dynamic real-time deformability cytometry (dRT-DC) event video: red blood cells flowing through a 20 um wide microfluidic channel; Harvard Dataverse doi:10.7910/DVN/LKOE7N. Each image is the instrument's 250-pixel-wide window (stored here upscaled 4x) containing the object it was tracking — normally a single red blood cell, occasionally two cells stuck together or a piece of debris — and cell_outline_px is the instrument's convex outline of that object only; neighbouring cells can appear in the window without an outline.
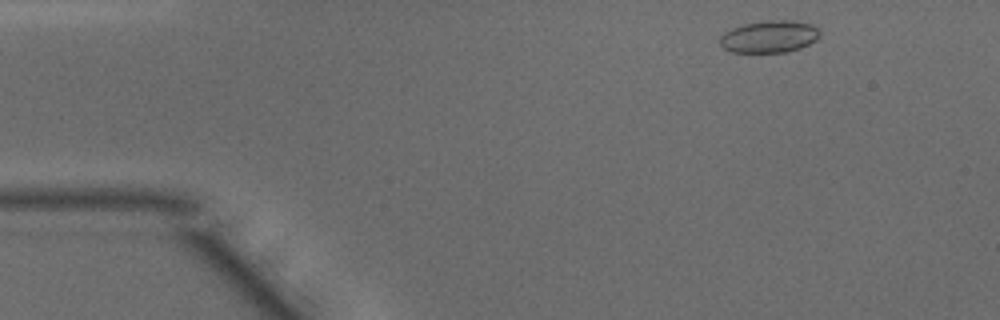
{"species": "common noctule bat (a hibernating species)", "species_latin": "Nyctalus noctula", "temperature_condition": "warm", "stored_images_in_passage": 44, "camera_frame_rate_fps": 3000, "um_per_image_px": 0.085, "animal": {"sex": "male", "body_mass_g": 15.6}, "frame": {"image": 1, "passage_image": 2, "time_ms": 0.333, "image_size_px": [1000, 320], "cell_outline_px": [[820, 36], [816, 40], [800, 48], [788, 52], [732, 52], [724, 48], [720, 44], [720, 36], [724, 32], [732, 28], [744, 24], [764, 20], [792, 20], [812, 24], [820, 32]], "centroid_in_image_um": [65.39, 3.1], "position_along_channel_um": 19.6, "area_um2": 18.79}}
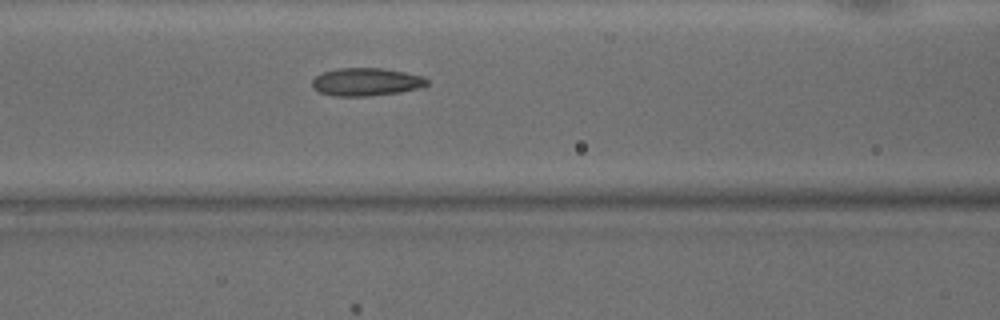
{"frame": {"image": 2, "passage_image": 16, "time_ms": 5.0, "image_size_px": [1000, 320], "cell_outline_px": [[428, 84], [420, 88], [400, 92], [368, 96], [336, 96], [320, 92], [312, 88], [312, 80], [316, 76], [324, 72], [336, 68], [384, 68], [404, 72], [420, 76], [428, 80]], "centroid_in_image_um": [31.11, 6.96], "position_along_channel_um": 135.5, "area_um2": 18.61}}
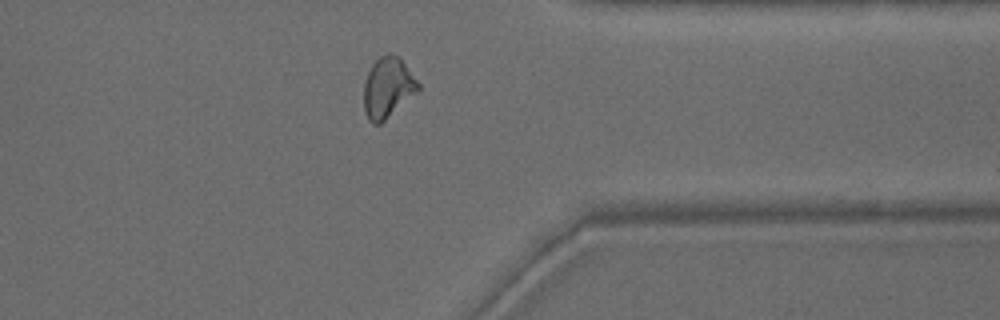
{"frame": {"image": 3, "passage_image": 34, "time_ms": 11.0, "image_size_px": [1000, 320], "cell_outline_px": [[420, 88], [416, 92], [380, 124], [372, 124], [368, 120], [364, 112], [364, 80], [372, 64], [380, 56], [388, 52], [392, 52], [400, 56], [420, 84]], "centroid_in_image_um": [32.94, 7.41], "position_along_channel_um": 378.5, "area_um2": 19.25}, "authors_computed_cell_mechanics": {"area_um2": 18.9584, "velocity_mm_per_s": 4.19, "shape_relaxation_time_tau1_ms": 9.847, "shape_relaxation_time_tau2_ms": 1.2679, "deformation_change_tau1": 0.2415, "deformation_change_tau2": 0.0924}}